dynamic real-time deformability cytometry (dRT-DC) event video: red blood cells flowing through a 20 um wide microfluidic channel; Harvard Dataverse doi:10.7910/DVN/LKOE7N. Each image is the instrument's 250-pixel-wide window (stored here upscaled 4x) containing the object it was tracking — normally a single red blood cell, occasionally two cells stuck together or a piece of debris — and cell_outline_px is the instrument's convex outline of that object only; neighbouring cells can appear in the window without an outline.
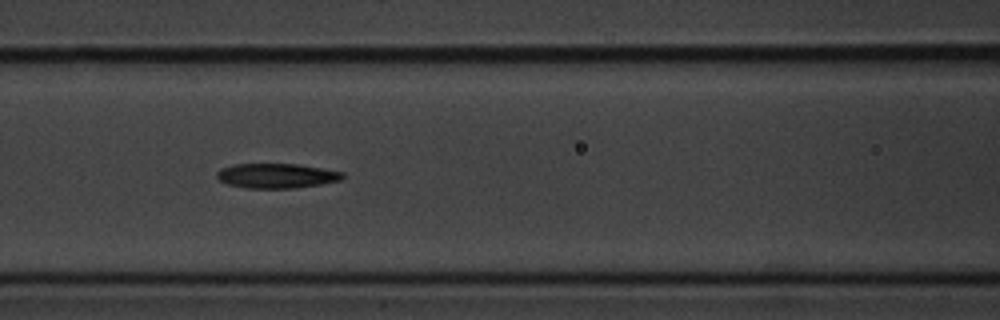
{"species": "common noctule bat (a hibernating species)", "species_latin": "Nyctalus noctula", "temperature_condition": "cold", "stored_images_in_passage": 9, "camera_frame_rate_fps": 3000, "um_per_image_px": 0.085, "animal": {"sex": "male", "body_mass_g": 20.1, "forearm_length_mm": 53.5}, "frame": {"image": 1, "passage_image": 6, "time_ms": 1.667, "image_size_px": [1000, 320], "cell_outline_px": [[344, 176], [340, 180], [320, 184], [296, 188], [244, 188], [228, 184], [220, 180], [216, 176], [216, 172], [220, 168], [232, 164], [296, 164], [344, 172]], "centroid_in_image_um": [23.47, 14.94], "position_along_channel_um": 143.1, "area_um2": 18.09}}
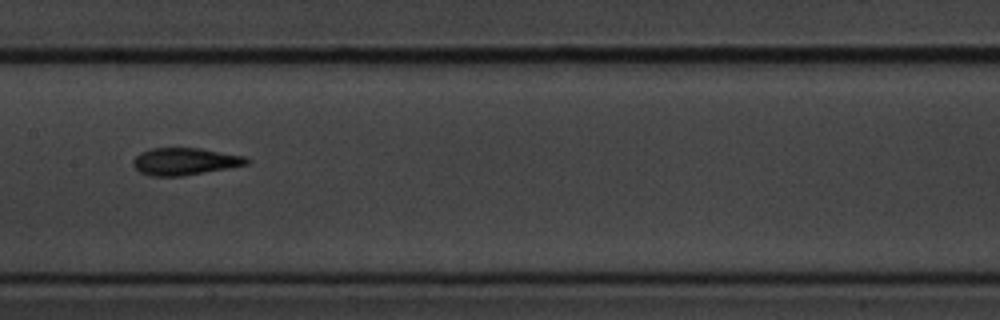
{"frame": {"image": 2, "passage_image": 8, "time_ms": 2.333, "image_size_px": [1000, 320], "cell_outline_px": [[248, 164], [228, 168], [184, 176], [152, 176], [140, 172], [132, 164], [132, 160], [140, 152], [152, 148], [200, 148], [244, 156], [248, 160]], "centroid_in_image_um": [15.68, 13.72], "position_along_channel_um": 191.7, "area_um2": 17.92}}
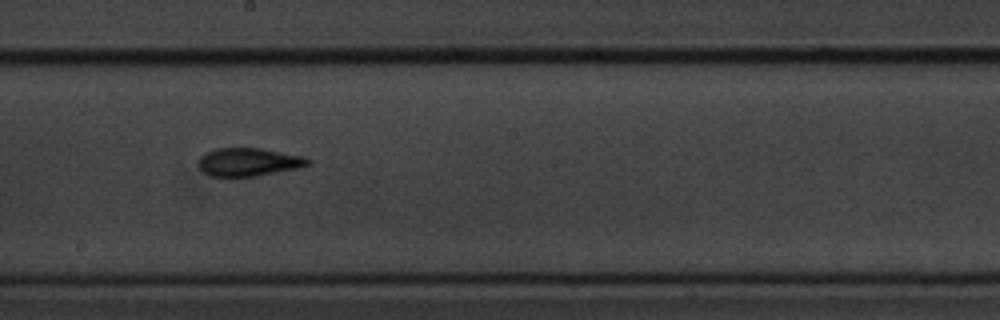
{"frame": {"image": 3, "passage_image": 9, "time_ms": 2.667, "image_size_px": [1000, 320], "cell_outline_px": [[312, 164], [300, 168], [256, 176], [208, 176], [200, 168], [200, 156], [204, 152], [216, 148], [260, 148], [304, 156], [312, 160]], "centroid_in_image_um": [21.18, 13.76], "position_along_channel_um": 227.0, "area_um2": 18.09}}